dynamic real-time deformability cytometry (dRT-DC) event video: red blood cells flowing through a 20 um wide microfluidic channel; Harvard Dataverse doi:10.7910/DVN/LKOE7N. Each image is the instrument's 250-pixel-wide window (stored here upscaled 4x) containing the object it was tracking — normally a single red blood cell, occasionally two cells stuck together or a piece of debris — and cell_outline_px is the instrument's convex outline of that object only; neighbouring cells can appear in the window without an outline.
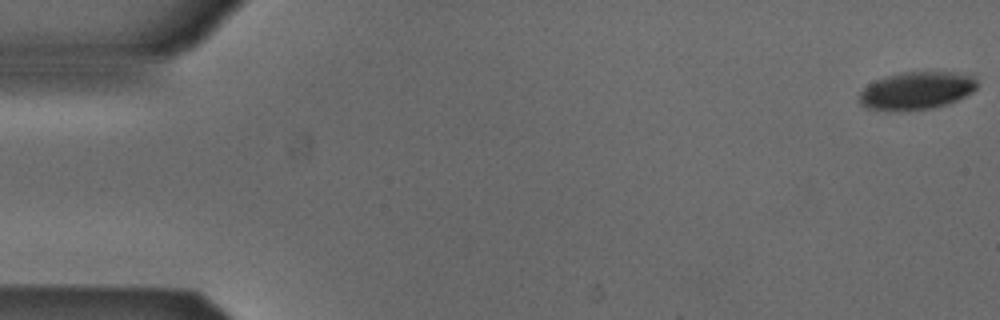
{"species": "Egyptian fruit bat (a non-hibernating species)", "species_latin": "Rousettus aegyptiacus", "temperature_condition": "cold", "stored_images_in_passage": 53, "camera_frame_rate_fps": 3000, "um_per_image_px": 0.085, "animal": {"sex": "male"}, "frame": {"image": 1, "passage_image": 1, "time_ms": 0.0, "image_size_px": [1000, 320], "cell_outline_px": [[976, 88], [972, 92], [956, 100], [932, 108], [868, 108], [860, 104], [860, 92], [868, 84], [884, 76], [900, 72], [956, 72], [976, 76]], "centroid_in_image_um": [77.94, 7.64], "position_along_channel_um": 7.1, "area_um2": 25.09}}
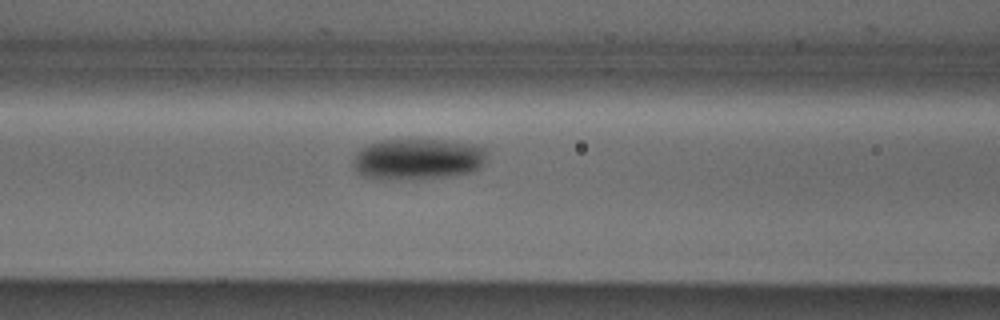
{"frame": {"image": 2, "passage_image": 22, "time_ms": 7.0, "image_size_px": [1000, 320], "cell_outline_px": [[488, 160], [480, 168], [472, 172], [448, 176], [364, 176], [352, 168], [352, 160], [356, 152], [360, 148], [368, 144], [380, 140], [456, 140], [476, 144], [484, 148], [488, 152]], "centroid_in_image_um": [35.6, 13.45], "position_along_channel_um": 131.0, "area_um2": 31.44}}
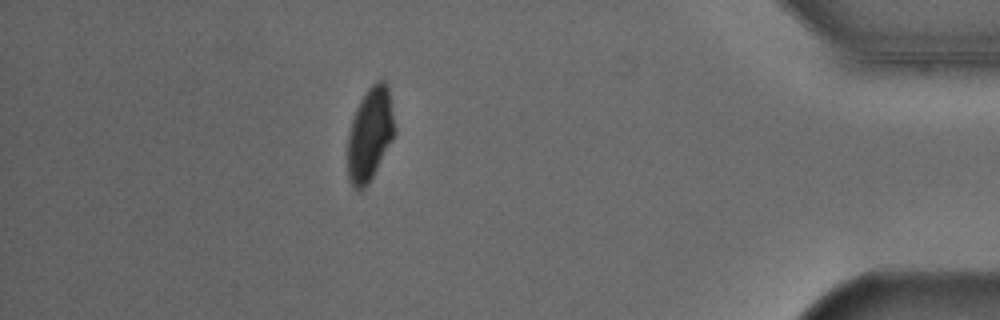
{"frame": {"image": 3, "passage_image": 47, "time_ms": 15.333, "image_size_px": [1000, 320], "cell_outline_px": [[396, 132], [392, 140], [368, 184], [364, 188], [356, 188], [348, 180], [348, 136], [352, 120], [356, 108], [364, 92], [376, 80], [384, 80], [388, 84], [396, 128]], "centroid_in_image_um": [31.46, 11.34], "position_along_channel_um": 403.7, "area_um2": 25.55}, "authors_computed_cell_mechanics": {"area_um2": 28.322, "velocity_mm_per_s": 3.8563, "shape_relaxation_time_tau1_ms": 3.0548, "shape_relaxation_time_tau2_ms": null, "deformation_change_tau1": 0.0971, "deformation_change_tau2": null}}